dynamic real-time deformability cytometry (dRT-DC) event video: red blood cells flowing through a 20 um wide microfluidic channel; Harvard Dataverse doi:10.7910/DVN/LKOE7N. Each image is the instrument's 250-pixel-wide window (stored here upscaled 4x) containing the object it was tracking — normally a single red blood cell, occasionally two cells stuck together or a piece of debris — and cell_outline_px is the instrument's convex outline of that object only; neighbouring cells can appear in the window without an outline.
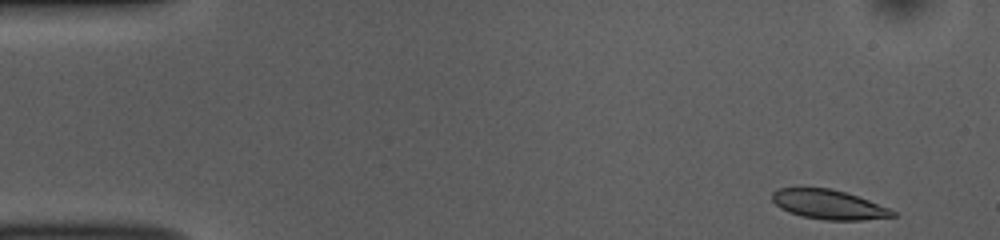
{"species": "common noctule bat (a hibernating species)", "species_latin": "Nyctalus noctula", "temperature_condition": "room temperature", "stored_images_in_passage": 49, "camera_frame_rate_fps": 3000, "um_per_image_px": 0.085, "animal": {"sex": "female", "body_mass_g": 10.0, "forearm_length_mm": 53.1}, "frame": {"image": 1, "passage_image": 1, "time_ms": 0.0, "image_size_px": [1000, 240], "cell_outline_px": [[896, 216], [864, 220], [824, 220], [800, 216], [788, 212], [780, 208], [772, 200], [772, 192], [780, 188], [828, 188], [844, 192], [868, 200], [888, 208], [896, 212]], "centroid_in_image_um": [70.41, 17.4], "position_along_channel_um": 14.6, "area_um2": 20.52}}
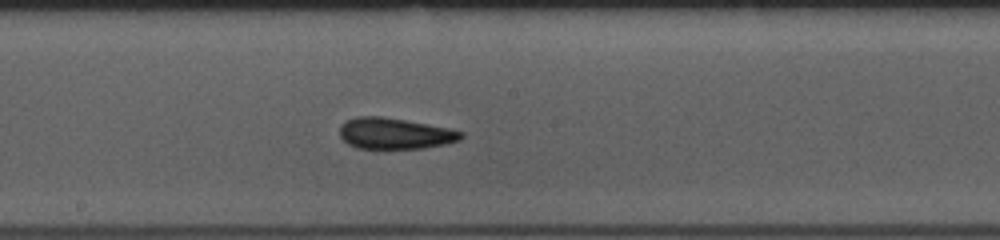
{"frame": {"image": 2, "passage_image": 25, "time_ms": 8.0, "image_size_px": [1000, 240], "cell_outline_px": [[464, 136], [460, 140], [448, 144], [424, 148], [356, 148], [348, 144], [340, 136], [340, 124], [344, 120], [356, 116], [380, 116], [404, 120], [448, 128], [464, 132]], "centroid_in_image_um": [33.55, 11.34], "position_along_channel_um": 214.7, "area_um2": 22.08}}
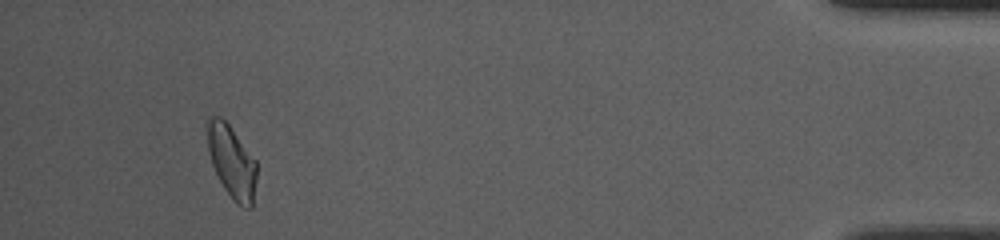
{"frame": {"image": 3, "passage_image": 46, "time_ms": 15.0, "image_size_px": [1000, 240], "cell_outline_px": [[256, 180], [252, 208], [244, 208], [236, 204], [232, 200], [224, 188], [212, 164], [208, 148], [204, 120], [208, 116], [220, 116], [228, 124], [256, 160]], "centroid_in_image_um": [19.67, 13.72], "position_along_channel_um": 415.5, "area_um2": 21.1}, "authors_computed_cell_mechanics": {"area_um2": 21.386, "velocity_mm_per_s": 3.822, "shape_relaxation_time_tau1_ms": 3.5141, "shape_relaxation_time_tau2_ms": 1.8757, "deformation_change_tau1": 0.1455, "deformation_change_tau2": 0.0936}}